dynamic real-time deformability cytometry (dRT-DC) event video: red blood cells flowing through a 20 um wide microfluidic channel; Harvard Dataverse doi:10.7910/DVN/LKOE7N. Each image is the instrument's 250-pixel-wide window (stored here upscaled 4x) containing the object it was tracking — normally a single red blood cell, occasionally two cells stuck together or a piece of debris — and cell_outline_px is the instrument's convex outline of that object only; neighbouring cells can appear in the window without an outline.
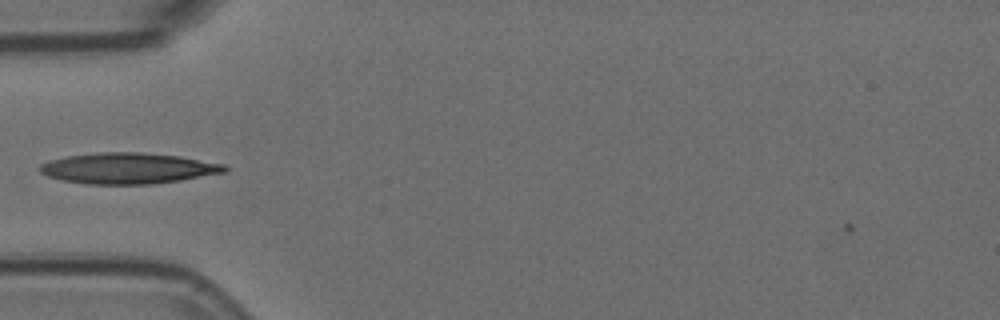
{"species": "Egyptian fruit bat (a non-hibernating species)", "species_latin": "Rousettus aegyptiacus", "temperature_condition": "room temperature", "stored_images_in_passage": 1, "camera_frame_rate_fps": 3000, "um_per_image_px": 0.085, "animal": {"sex": "female"}, "frame": {"image": 1, "passage_image": 1, "time_ms": 0.0, "image_size_px": [1000, 320], "cell_outline_px": [[228, 172], [180, 180], [152, 184], [84, 184], [64, 180], [48, 176], [40, 172], [36, 168], [40, 164], [48, 160], [68, 156], [100, 152], [140, 152], [180, 156], [224, 164], [228, 168]], "centroid_in_image_um": [10.88, 14.3], "position_along_channel_um": 74.1, "area_um2": 33.41}}